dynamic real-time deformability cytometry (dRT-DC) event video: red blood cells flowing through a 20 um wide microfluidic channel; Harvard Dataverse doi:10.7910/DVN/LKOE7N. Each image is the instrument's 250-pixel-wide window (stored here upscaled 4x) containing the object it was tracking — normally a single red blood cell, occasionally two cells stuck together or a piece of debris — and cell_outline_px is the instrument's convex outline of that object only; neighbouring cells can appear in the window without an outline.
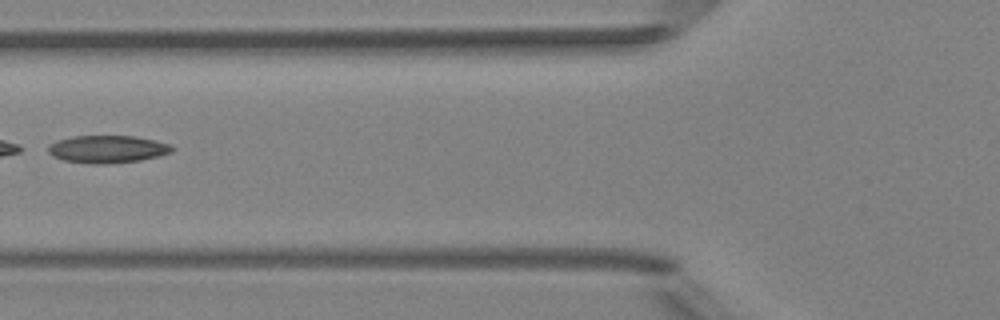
{"species": "Egyptian fruit bat (a non-hibernating species)", "species_latin": "Rousettus aegyptiacus", "temperature_condition": "room temperature", "stored_images_in_passage": 7, "segment_of_instrument_passage": [2, 2], "camera_frame_rate_fps": 3000, "um_per_image_px": 0.085, "animal": {"sex": "female"}, "frame": {"image": 1, "passage_image": 6, "time_ms": 6.0, "image_size_px": [1000, 320], "cell_outline_px": [[176, 148], [172, 152], [160, 156], [140, 160], [104, 164], [96, 164], [64, 160], [52, 156], [48, 152], [48, 144], [60, 140], [76, 136], [132, 136], [156, 140], [168, 144]], "centroid_in_image_um": [9.16, 12.68], "position_along_channel_um": 116.6, "area_um2": 19.77}}
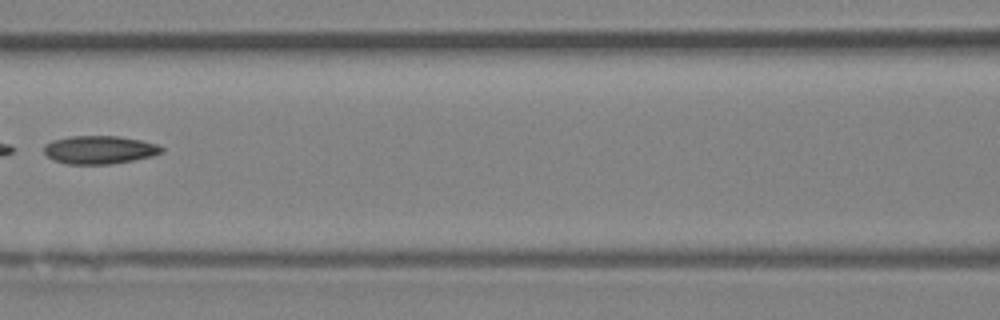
{"frame": {"image": 2, "passage_image": 7, "time_ms": 7.0, "image_size_px": [1000, 320], "cell_outline_px": [[164, 152], [152, 156], [132, 160], [108, 164], [68, 164], [52, 160], [44, 152], [44, 144], [52, 140], [72, 136], [116, 136], [140, 140], [156, 144], [164, 148]], "centroid_in_image_um": [8.43, 12.73], "position_along_channel_um": 158.2, "area_um2": 19.25}}